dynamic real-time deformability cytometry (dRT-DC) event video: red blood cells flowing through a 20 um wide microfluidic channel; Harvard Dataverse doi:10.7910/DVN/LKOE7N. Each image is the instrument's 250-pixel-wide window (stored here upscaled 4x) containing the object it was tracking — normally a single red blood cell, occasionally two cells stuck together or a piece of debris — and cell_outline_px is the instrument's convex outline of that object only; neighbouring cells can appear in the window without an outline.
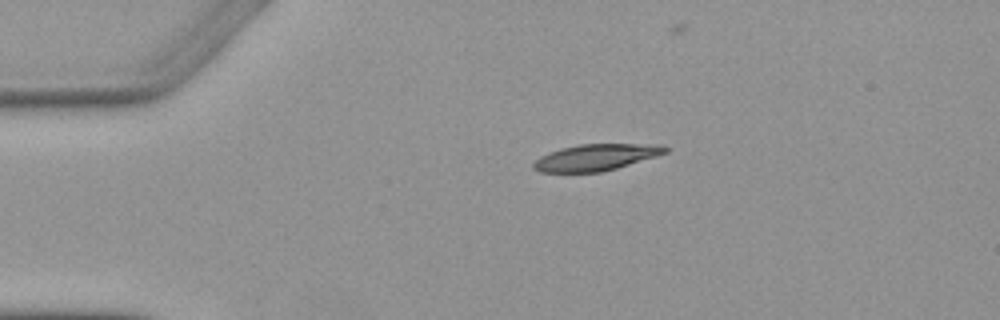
{"species": "Egyptian fruit bat (a non-hibernating species)", "species_latin": "Rousettus aegyptiacus", "temperature_condition": "warm", "stored_images_in_passage": 4, "camera_frame_rate_fps": 3000, "um_per_image_px": 0.085, "animal": {"sex": "female"}, "frame": {"image": 1, "passage_image": 1, "time_ms": 0.0, "image_size_px": [1000, 320], "cell_outline_px": [[668, 152], [656, 156], [616, 168], [600, 172], [540, 172], [532, 168], [532, 164], [540, 156], [548, 152], [560, 148], [580, 144], [660, 144], [668, 148]], "centroid_in_image_um": [50.63, 13.37], "position_along_channel_um": 34.4, "area_um2": 20.29}}
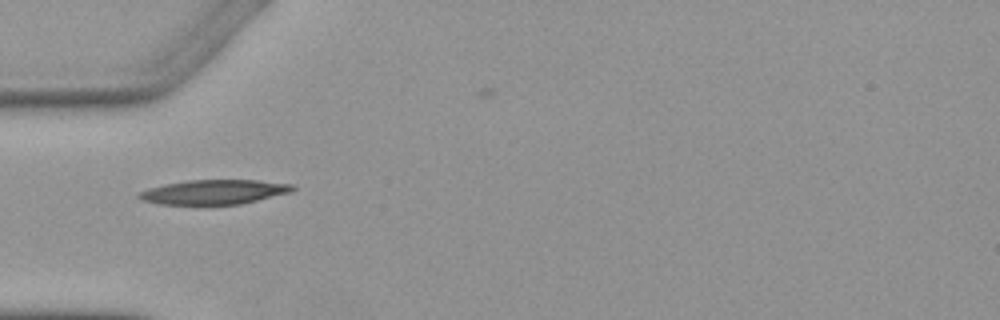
{"frame": {"image": 2, "passage_image": 2, "time_ms": 2.0, "image_size_px": [1000, 320], "cell_outline_px": [[296, 188], [292, 192], [240, 204], [160, 204], [140, 200], [136, 196], [136, 192], [148, 188], [164, 184], [188, 180], [256, 180], [292, 184]], "centroid_in_image_um": [18.15, 16.31], "position_along_channel_um": 66.9, "area_um2": 22.02}}
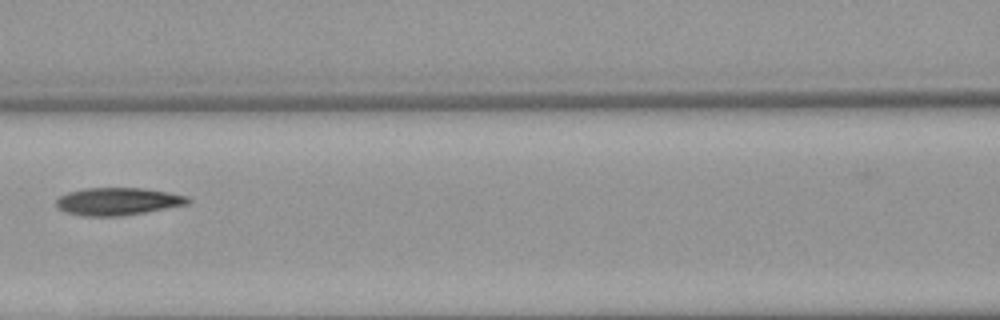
{"frame": {"image": 3, "passage_image": 4, "time_ms": 4.333, "image_size_px": [1000, 320], "cell_outline_px": [[192, 200], [188, 204], [124, 216], [84, 216], [64, 212], [56, 208], [56, 200], [60, 196], [68, 192], [84, 188], [144, 188], [168, 192], [188, 196]], "centroid_in_image_um": [10.0, 17.12], "position_along_channel_um": 156.6, "area_um2": 21.33}}